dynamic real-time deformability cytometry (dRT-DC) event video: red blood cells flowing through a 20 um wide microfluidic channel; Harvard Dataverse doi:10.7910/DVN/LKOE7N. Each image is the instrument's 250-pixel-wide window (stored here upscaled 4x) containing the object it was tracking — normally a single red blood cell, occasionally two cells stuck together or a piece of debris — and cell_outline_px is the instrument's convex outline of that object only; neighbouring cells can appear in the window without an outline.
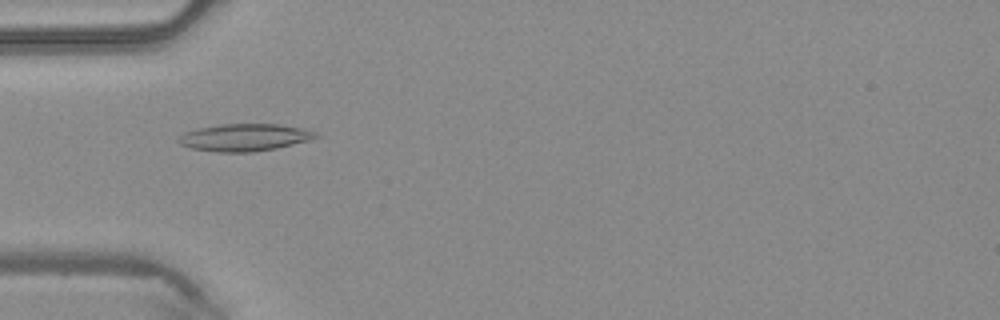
{"species": "common noctule bat (a hibernating species)", "species_latin": "Nyctalus noctula", "temperature_condition": "warm", "stored_images_in_passage": 47, "camera_frame_rate_fps": 3000, "um_per_image_px": 0.085, "animal": {"sex": "male", "body_mass_g": 20.4}, "frame": {"image": 1, "passage_image": 15, "time_ms": 4.667, "image_size_px": [1000, 320], "cell_outline_px": [[320, 136], [308, 140], [276, 148], [252, 152], [216, 152], [188, 148], [180, 144], [176, 140], [184, 132], [196, 128], [220, 124], [280, 124], [300, 128], [316, 132]], "centroid_in_image_um": [20.72, 11.68], "position_along_channel_um": 64.3, "area_um2": 21.85}}
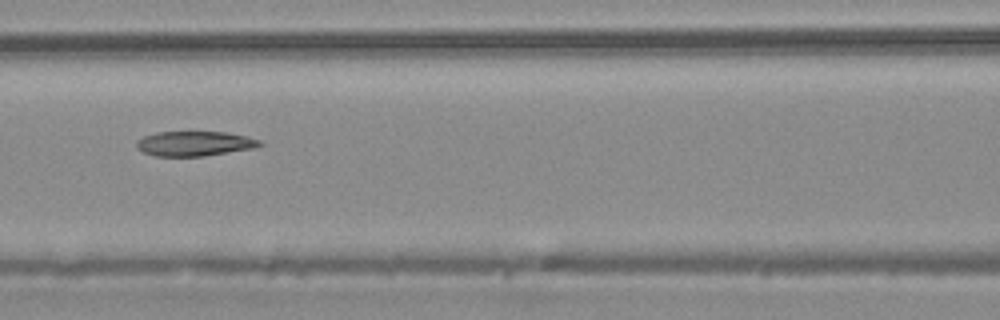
{"frame": {"image": 2, "passage_image": 21, "time_ms": 6.667, "image_size_px": [1000, 320], "cell_outline_px": [[264, 144], [252, 148], [204, 156], [156, 156], [144, 152], [136, 148], [136, 140], [144, 136], [156, 132], [224, 132], [248, 136], [260, 140]], "centroid_in_image_um": [16.52, 12.2], "position_along_channel_um": 150.1, "area_um2": 17.74}}
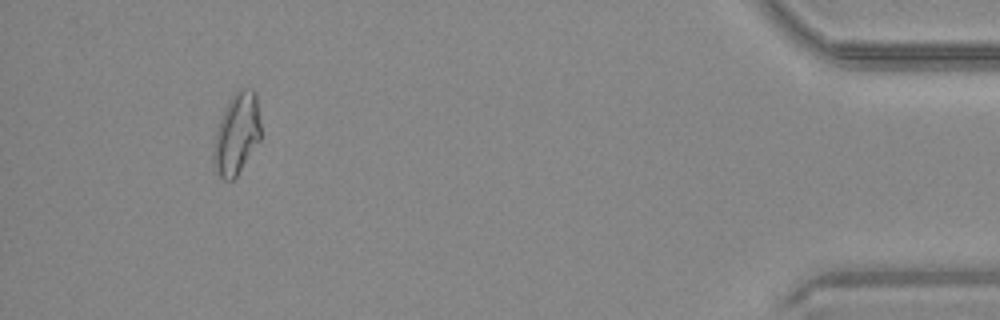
{"frame": {"image": 3, "passage_image": 44, "time_ms": 14.333, "image_size_px": [1000, 320], "cell_outline_px": [[260, 140], [236, 176], [232, 180], [224, 180], [216, 172], [212, 160], [212, 152], [216, 132], [220, 120], [228, 100], [240, 88], [252, 88], [256, 92], [260, 124]], "centroid_in_image_um": [20.11, 11.37], "position_along_channel_um": 415.1, "area_um2": 22.31}}